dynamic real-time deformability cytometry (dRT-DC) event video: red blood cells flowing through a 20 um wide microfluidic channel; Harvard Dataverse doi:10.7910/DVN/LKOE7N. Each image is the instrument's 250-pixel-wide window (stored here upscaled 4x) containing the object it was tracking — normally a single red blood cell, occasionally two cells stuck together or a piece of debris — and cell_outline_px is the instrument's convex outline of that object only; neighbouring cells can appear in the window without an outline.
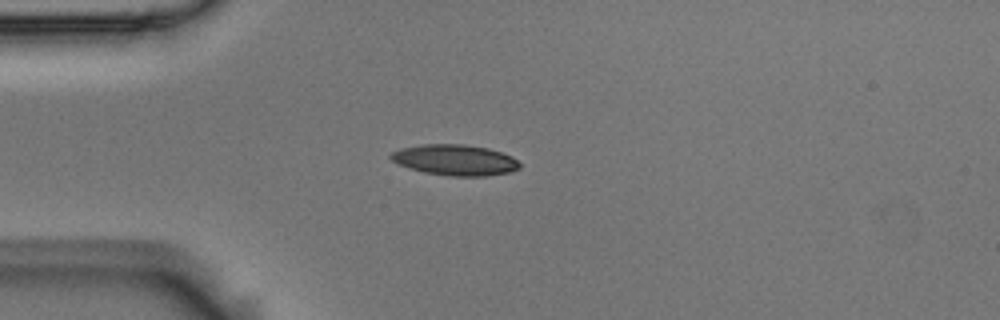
{"species": "Egyptian fruit bat (a non-hibernating species)", "species_latin": "Rousettus aegyptiacus", "temperature_condition": "room temperature", "stored_images_in_passage": 5, "camera_frame_rate_fps": 3000, "um_per_image_px": 0.085, "animal": {"sex": "male"}, "frame": {"image": 1, "passage_image": 3, "time_ms": 0.667, "image_size_px": [1000, 320], "cell_outline_px": [[520, 168], [508, 172], [484, 176], [448, 176], [424, 172], [408, 168], [396, 164], [388, 156], [392, 152], [400, 148], [420, 144], [464, 144], [488, 148], [512, 156], [520, 164]], "centroid_in_image_um": [38.62, 13.59], "position_along_channel_um": 46.4, "area_um2": 23.24}}
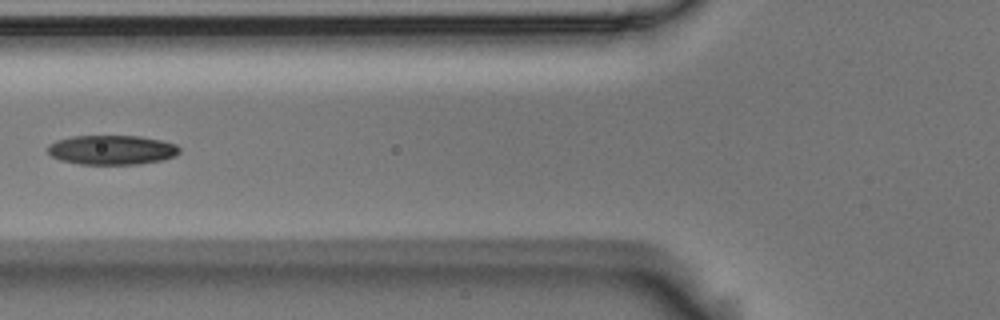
{"frame": {"image": 2, "passage_image": 5, "time_ms": 1.333, "image_size_px": [1000, 320], "cell_outline_px": [[180, 152], [176, 156], [160, 160], [140, 164], [80, 164], [60, 160], [52, 156], [48, 152], [48, 144], [56, 140], [72, 136], [140, 136], [164, 140], [176, 144], [180, 148]], "centroid_in_image_um": [9.52, 12.73], "position_along_channel_um": 116.3, "area_um2": 22.77}}